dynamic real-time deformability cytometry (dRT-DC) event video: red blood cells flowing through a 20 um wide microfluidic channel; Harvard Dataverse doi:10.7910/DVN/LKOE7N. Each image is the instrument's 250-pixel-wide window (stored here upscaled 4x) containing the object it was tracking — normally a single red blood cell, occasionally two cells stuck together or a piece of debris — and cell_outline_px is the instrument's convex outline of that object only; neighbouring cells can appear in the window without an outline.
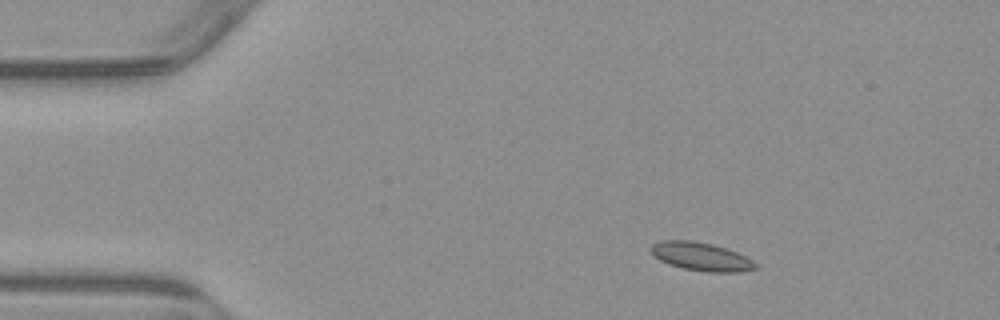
{"species": "common noctule bat (a hibernating species)", "species_latin": "Nyctalus noctula", "temperature_condition": "warm", "stored_images_in_passage": 4, "camera_frame_rate_fps": 3000, "um_per_image_px": 0.085, "animal": {"sex": "male", "body_mass_g": 23.1, "forearm_length_mm": 52.7}, "frame": {"image": 1, "passage_image": 1, "time_ms": 0.0, "image_size_px": [1000, 320], "cell_outline_px": [[760, 268], [740, 272], [708, 272], [684, 268], [668, 264], [660, 260], [648, 248], [652, 244], [660, 240], [692, 240], [712, 244], [736, 252], [752, 260]], "centroid_in_image_um": [59.59, 21.81], "position_along_channel_um": 25.4, "area_um2": 17.22}}